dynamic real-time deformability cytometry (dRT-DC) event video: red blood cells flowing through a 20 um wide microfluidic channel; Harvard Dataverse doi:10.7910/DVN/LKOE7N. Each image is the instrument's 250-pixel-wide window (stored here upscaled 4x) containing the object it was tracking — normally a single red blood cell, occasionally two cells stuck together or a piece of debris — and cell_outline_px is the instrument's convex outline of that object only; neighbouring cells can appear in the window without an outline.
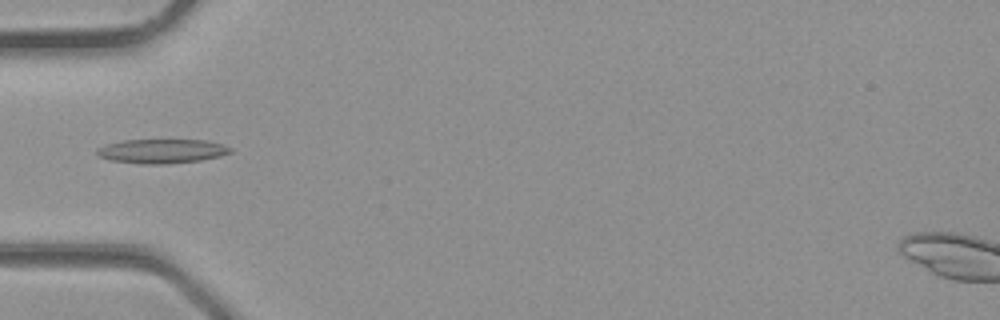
{"species": "common noctule bat (a hibernating species)", "species_latin": "Nyctalus noctula", "temperature_condition": "room temperature", "stored_images_in_passage": 3, "camera_frame_rate_fps": 3000, "um_per_image_px": 0.085, "animal": {"sex": "male", "body_mass_g": 23.1, "forearm_length_mm": 52.7}, "frame": {"image": 1, "passage_image": 3, "time_ms": 0.667, "image_size_px": [1000, 320], "cell_outline_px": [[232, 152], [220, 156], [200, 160], [164, 164], [140, 164], [112, 160], [100, 156], [96, 152], [96, 148], [104, 144], [124, 140], [208, 140], [232, 148]], "centroid_in_image_um": [13.74, 12.84], "position_along_channel_um": 71.3, "area_um2": 18.79}}